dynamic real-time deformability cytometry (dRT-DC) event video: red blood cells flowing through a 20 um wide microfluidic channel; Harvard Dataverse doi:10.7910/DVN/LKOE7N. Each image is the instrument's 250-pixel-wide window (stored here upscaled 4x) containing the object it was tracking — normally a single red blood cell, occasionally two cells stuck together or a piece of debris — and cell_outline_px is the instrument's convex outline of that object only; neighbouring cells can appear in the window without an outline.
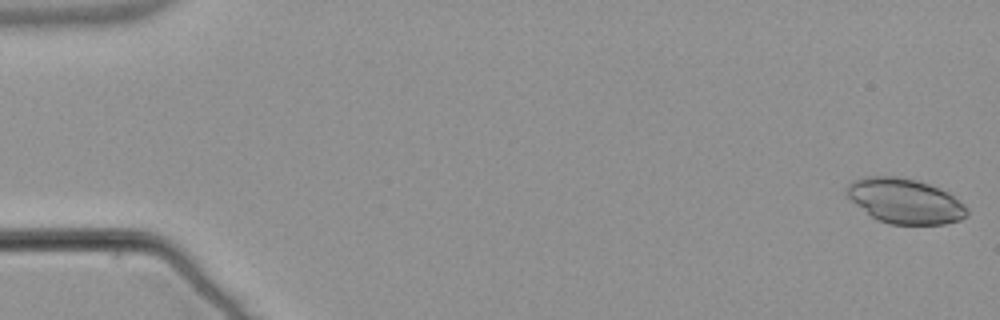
{"species": "common noctule bat (a hibernating species)", "species_latin": "Nyctalus noctula", "temperature_condition": "warm", "stored_images_in_passage": 54, "camera_frame_rate_fps": 3000, "um_per_image_px": 0.085, "animal": {"sex": "male", "body_mass_g": 21.5, "forearm_length_mm": 52.0}, "frame": {"image": 1, "passage_image": 1, "time_ms": 0.0, "image_size_px": [1000, 320], "cell_outline_px": [[968, 216], [960, 220], [944, 224], [888, 224], [872, 216], [856, 204], [848, 196], [848, 184], [852, 180], [868, 176], [896, 176], [916, 180], [940, 188], [948, 192], [964, 204], [968, 208]], "centroid_in_image_um": [76.97, 17.08], "position_along_channel_um": 8.0, "area_um2": 31.27}}